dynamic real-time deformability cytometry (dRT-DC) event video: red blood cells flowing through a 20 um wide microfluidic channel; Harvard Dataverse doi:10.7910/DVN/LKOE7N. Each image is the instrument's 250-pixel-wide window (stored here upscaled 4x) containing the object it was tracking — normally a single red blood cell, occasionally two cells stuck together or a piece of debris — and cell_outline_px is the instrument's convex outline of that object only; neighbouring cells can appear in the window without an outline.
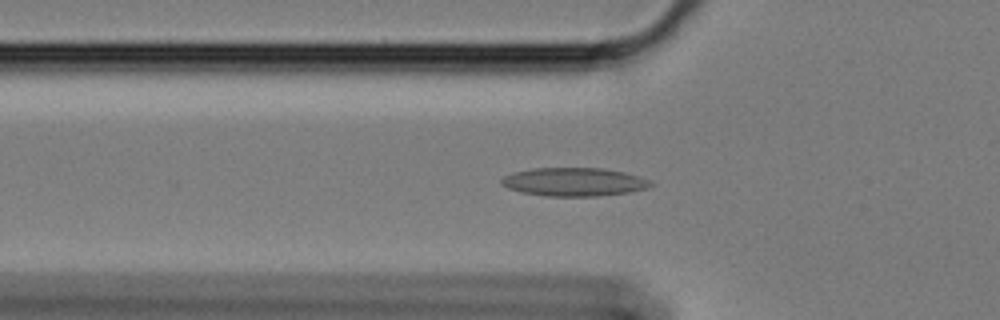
{"species": "Egyptian fruit bat (a non-hibernating species)", "species_latin": "Rousettus aegyptiacus", "temperature_condition": "cold", "stored_images_in_passage": 60, "segment_of_instrument_passage": [1, 2], "camera_frame_rate_fps": 3000, "um_per_image_px": 0.085, "animal": {"sex": "female"}, "frame": {"image": 1, "passage_image": 20, "time_ms": 6.333, "image_size_px": [1000, 320], "cell_outline_px": [[652, 184], [648, 188], [628, 192], [596, 196], [544, 196], [520, 192], [508, 188], [500, 184], [500, 180], [504, 176], [512, 172], [532, 168], [600, 168], [624, 172], [640, 176], [648, 180]], "centroid_in_image_um": [48.74, 15.46], "position_along_channel_um": 77.1, "area_um2": 24.74}}
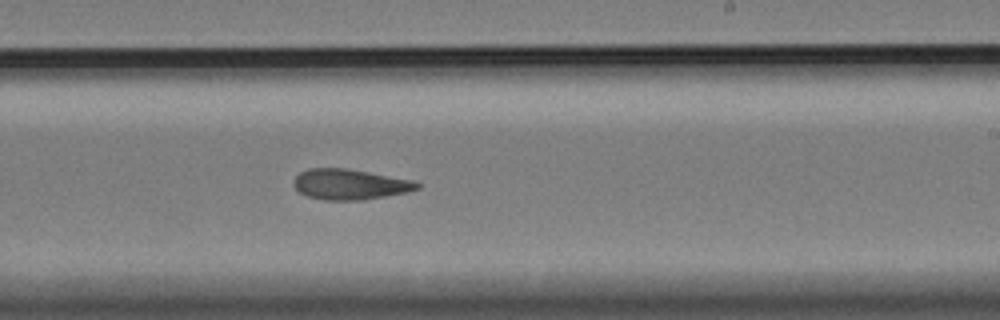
{"frame": {"image": 2, "passage_image": 36, "time_ms": 11.667, "image_size_px": [1000, 320], "cell_outline_px": [[420, 188], [408, 192], [364, 200], [324, 200], [308, 196], [300, 192], [292, 184], [292, 180], [300, 172], [308, 168], [348, 168], [412, 180], [420, 184]], "centroid_in_image_um": [29.72, 15.67], "position_along_channel_um": 259.3, "area_um2": 22.02}}
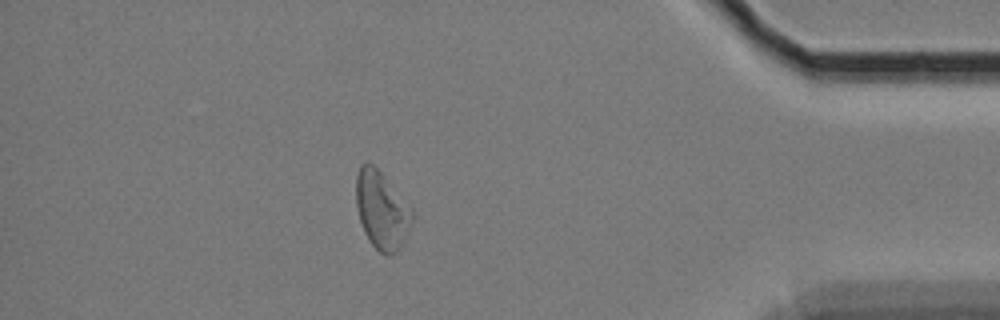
{"frame": {"image": 3, "passage_image": 52, "time_ms": 17.0, "image_size_px": [1000, 320], "cell_outline_px": [[416, 216], [400, 248], [396, 252], [388, 256], [380, 252], [368, 240], [364, 232], [360, 220], [356, 204], [356, 176], [360, 164], [372, 164], [380, 172], [412, 208]], "centroid_in_image_um": [32.46, 17.9], "position_along_channel_um": 402.7, "area_um2": 25.32}}